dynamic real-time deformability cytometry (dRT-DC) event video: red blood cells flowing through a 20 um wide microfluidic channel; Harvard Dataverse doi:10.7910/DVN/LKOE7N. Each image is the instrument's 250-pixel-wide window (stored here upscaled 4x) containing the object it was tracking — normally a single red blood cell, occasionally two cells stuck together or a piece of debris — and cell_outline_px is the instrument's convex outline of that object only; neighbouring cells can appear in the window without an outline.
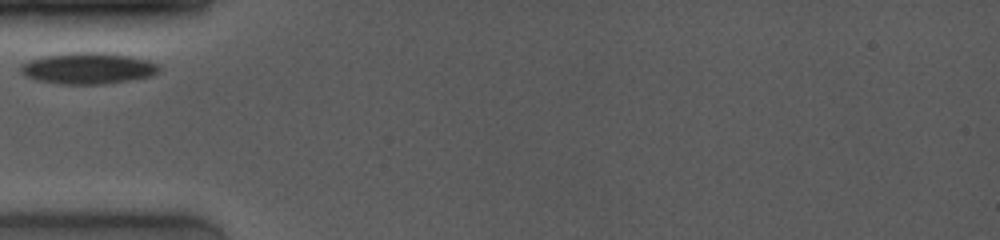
{"species": "common noctule bat (a hibernating species)", "species_latin": "Nyctalus noctula", "temperature_condition": "room temperature", "stored_images_in_passage": 9, "camera_frame_rate_fps": 4000, "um_per_image_px": 0.085, "animal": {"sex": "female", "body_mass_g": 19.0, "forearm_length_mm": 53.3}, "frame": {"image": 1, "passage_image": 1, "time_ms": 0.0, "image_size_px": [1000, 240], "cell_outline_px": [[160, 72], [152, 76], [128, 80], [100, 84], [56, 84], [36, 80], [24, 76], [20, 72], [20, 64], [28, 60], [44, 56], [76, 52], [100, 52], [128, 56], [148, 60], [160, 64]], "centroid_in_image_um": [7.46, 5.81], "position_along_channel_um": 77.5, "area_um2": 25.37}}
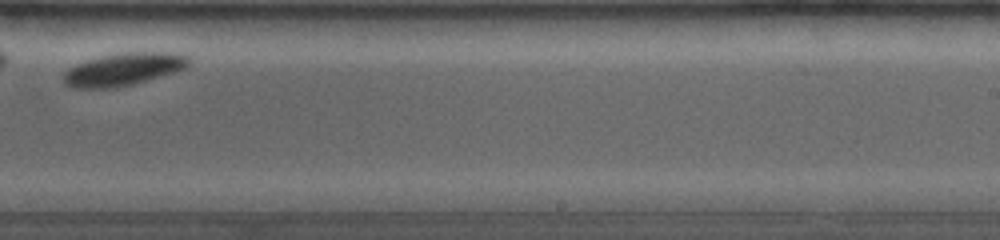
{"frame": {"image": 2, "passage_image": 6, "time_ms": 5.5, "image_size_px": [1000, 240], "cell_outline_px": [[192, 60], [184, 68], [176, 72], [132, 84], [116, 88], [72, 88], [64, 84], [64, 72], [68, 68], [76, 64], [88, 60], [120, 52], [176, 52], [188, 56]], "centroid_in_image_um": [10.52, 5.88], "position_along_channel_um": 278.5, "area_um2": 23.87}}
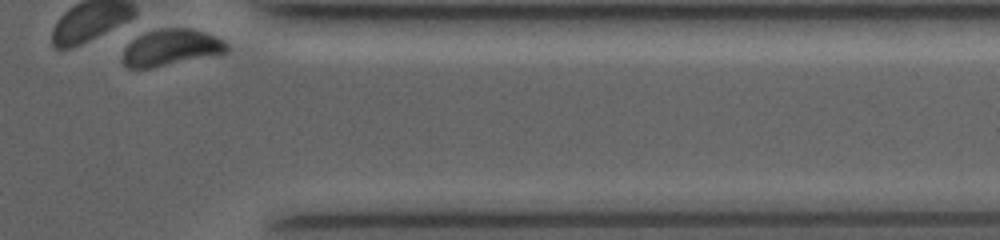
{"frame": {"image": 3, "passage_image": 9, "time_ms": 8.75, "image_size_px": [1000, 240], "cell_outline_px": [[228, 52], [152, 68], [128, 68], [120, 60], [124, 48], [132, 40], [148, 32], [160, 28], [192, 28], [216, 36], [228, 44]], "centroid_in_image_um": [14.52, 4.05], "position_along_channel_um": 396.9, "area_um2": 22.08}}